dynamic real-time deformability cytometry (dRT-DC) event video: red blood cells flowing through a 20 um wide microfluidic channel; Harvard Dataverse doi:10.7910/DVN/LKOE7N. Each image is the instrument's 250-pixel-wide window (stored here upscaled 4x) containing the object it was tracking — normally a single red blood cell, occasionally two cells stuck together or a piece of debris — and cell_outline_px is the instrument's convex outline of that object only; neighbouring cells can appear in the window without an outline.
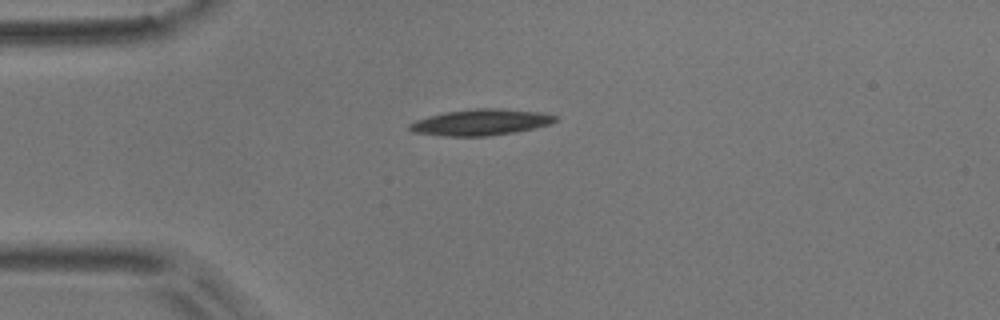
{"species": "common noctule bat (a hibernating species)", "species_latin": "Nyctalus noctula", "temperature_condition": "room temperature", "stored_images_in_passage": 10, "camera_frame_rate_fps": 3000, "um_per_image_px": 0.085, "animal": {"sex": "male", "body_mass_g": 17.9}, "frame": {"image": 1, "passage_image": 1, "time_ms": 0.0, "image_size_px": [1000, 320], "cell_outline_px": [[556, 120], [552, 124], [536, 128], [516, 132], [488, 136], [444, 136], [412, 132], [408, 128], [408, 124], [416, 120], [428, 116], [444, 112], [476, 108], [496, 108], [540, 112], [556, 116]], "centroid_in_image_um": [40.85, 10.4], "position_along_channel_um": 44.1, "area_um2": 22.31}}
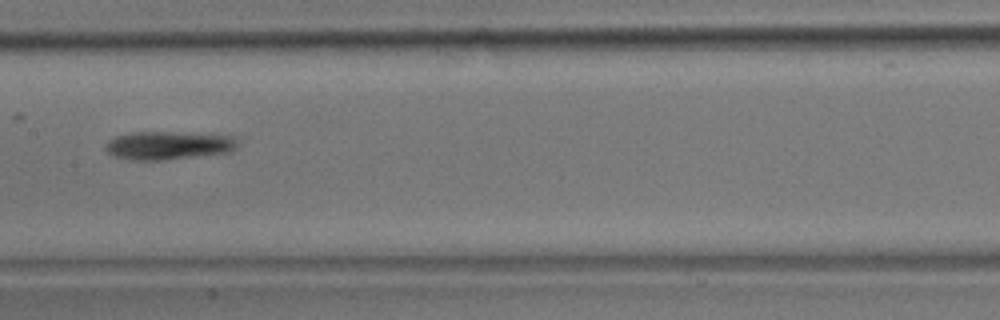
{"frame": {"image": 2, "passage_image": 5, "time_ms": 1.333, "image_size_px": [1000, 320], "cell_outline_px": [[240, 144], [232, 152], [164, 160], [132, 160], [112, 156], [104, 148], [108, 140], [116, 136], [132, 132], [164, 132], [236, 136]], "centroid_in_image_um": [14.33, 12.37], "position_along_channel_um": 193.1, "area_um2": 21.91}}
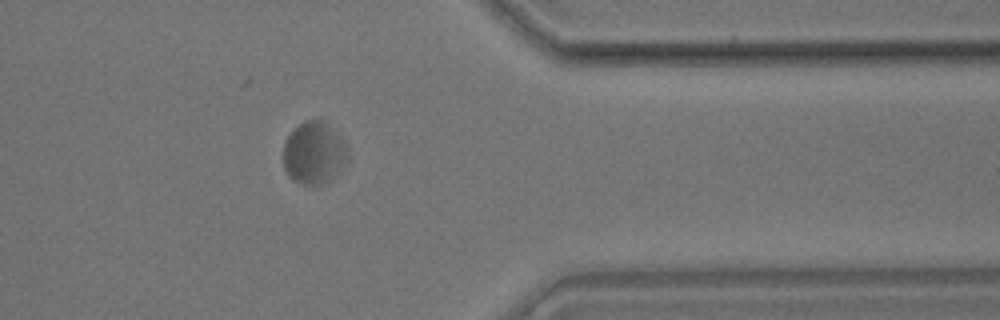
{"frame": {"image": 3, "passage_image": 10, "time_ms": 3.0, "image_size_px": [1000, 320], "cell_outline_px": [[348, 156], [344, 164], [328, 180], [320, 184], [300, 184], [292, 180], [288, 176], [284, 168], [284, 140], [304, 120], [324, 120], [340, 132], [344, 140], [348, 152]], "centroid_in_image_um": [26.69, 12.96], "position_along_channel_um": 384.7, "area_um2": 23.41}}